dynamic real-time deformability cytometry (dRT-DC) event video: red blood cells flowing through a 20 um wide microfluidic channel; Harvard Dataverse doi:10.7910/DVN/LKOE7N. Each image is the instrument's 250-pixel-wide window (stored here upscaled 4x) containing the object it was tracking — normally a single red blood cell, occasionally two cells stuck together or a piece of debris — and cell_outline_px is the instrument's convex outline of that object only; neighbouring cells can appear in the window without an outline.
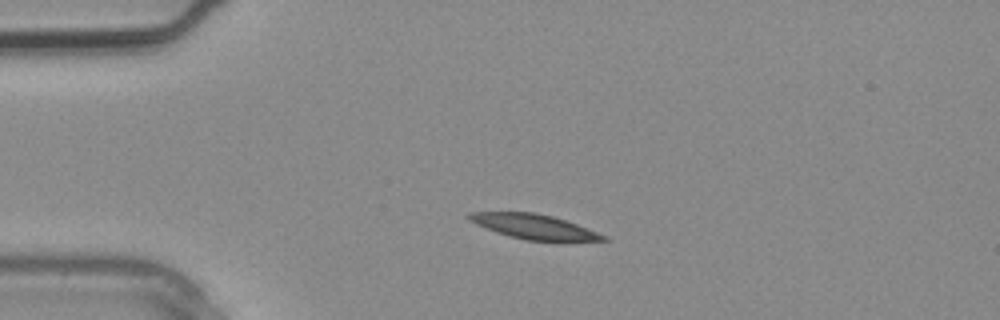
{"species": "common noctule bat (a hibernating species)", "species_latin": "Nyctalus noctula", "temperature_condition": "warm", "stored_images_in_passage": 1, "camera_frame_rate_fps": 3000, "um_per_image_px": 0.085, "animal": {"sex": "male", "body_mass_g": 20.4}, "frame": {"image": 1, "passage_image": 1, "time_ms": 0.0, "image_size_px": [1000, 320], "cell_outline_px": [[612, 240], [528, 240], [496, 232], [476, 224], [468, 220], [464, 216], [468, 212], [536, 212], [552, 216], [588, 228], [608, 236]], "centroid_in_image_um": [45.35, 19.24], "position_along_channel_um": 39.6, "area_um2": 19.07}}